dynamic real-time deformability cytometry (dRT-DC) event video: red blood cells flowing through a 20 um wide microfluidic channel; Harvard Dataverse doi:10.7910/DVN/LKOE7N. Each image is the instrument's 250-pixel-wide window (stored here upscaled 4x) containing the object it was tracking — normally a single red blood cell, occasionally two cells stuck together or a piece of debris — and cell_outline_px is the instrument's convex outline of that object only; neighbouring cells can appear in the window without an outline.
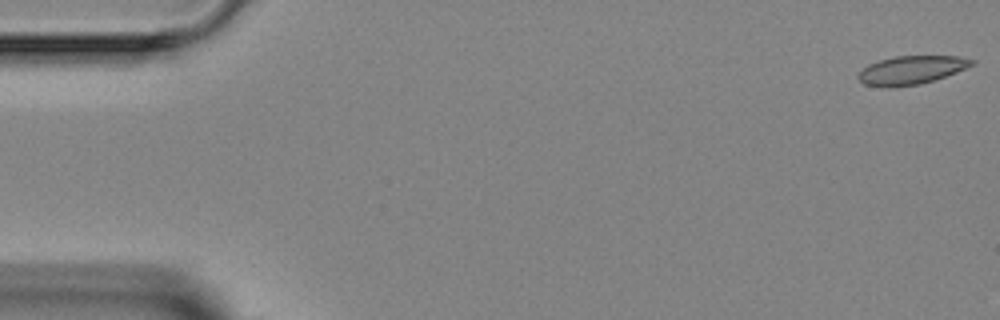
{"species": "Egyptian fruit bat (a non-hibernating species)", "species_latin": "Rousettus aegyptiacus", "temperature_condition": "room temperature", "stored_images_in_passage": 4, "camera_frame_rate_fps": 3000, "um_per_image_px": 0.085, "animal": {"sex": "female"}, "frame": {"image": 1, "passage_image": 1, "time_ms": 0.0, "image_size_px": [1000, 320], "cell_outline_px": [[976, 64], [956, 72], [920, 84], [896, 88], [888, 88], [864, 84], [856, 76], [868, 64], [880, 60], [896, 56], [956, 56], [976, 60]], "centroid_in_image_um": [77.46, 5.96], "position_along_channel_um": 7.5, "area_um2": 18.84}}